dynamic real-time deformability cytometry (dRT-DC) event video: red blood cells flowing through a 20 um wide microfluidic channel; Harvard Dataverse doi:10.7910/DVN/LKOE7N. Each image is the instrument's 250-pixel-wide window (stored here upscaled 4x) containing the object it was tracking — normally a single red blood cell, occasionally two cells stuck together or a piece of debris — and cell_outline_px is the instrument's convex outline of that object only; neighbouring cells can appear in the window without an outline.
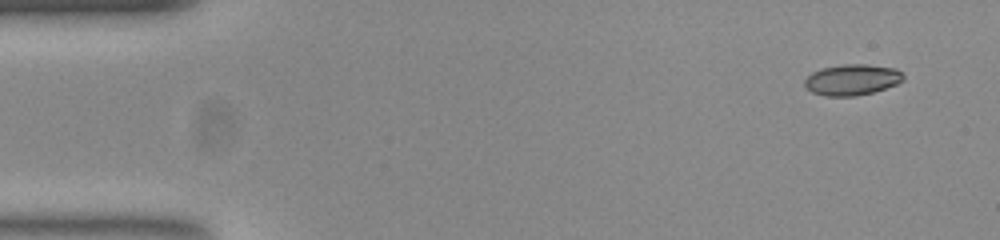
{"species": "common noctule bat (a hibernating species)", "species_latin": "Nyctalus noctula", "temperature_condition": "room temperature", "stored_images_in_passage": 50, "camera_frame_rate_fps": 3000, "um_per_image_px": 0.085, "animal": {"sex": "female", "body_mass_g": 23.0, "forearm_length_mm": 53.4}, "frame": {"image": 1, "passage_image": 1, "time_ms": 0.0, "image_size_px": [1000, 240], "cell_outline_px": [[904, 80], [896, 84], [872, 92], [856, 96], [824, 96], [812, 92], [804, 84], [804, 80], [812, 72], [820, 68], [844, 64], [868, 64], [896, 68], [904, 72]], "centroid_in_image_um": [72.44, 6.76], "position_along_channel_um": 12.6, "area_um2": 17.92}}
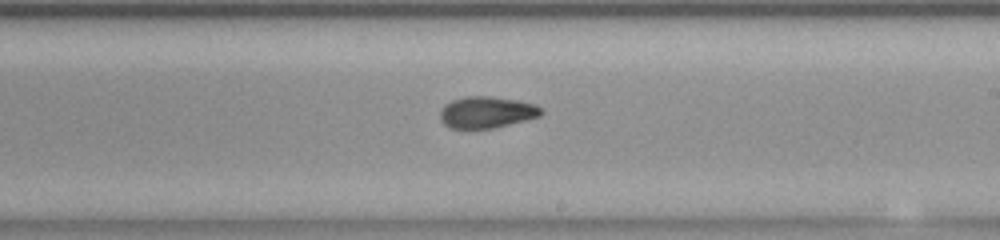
{"frame": {"image": 2, "passage_image": 28, "time_ms": 9.0, "image_size_px": [1000, 240], "cell_outline_px": [[544, 112], [540, 116], [492, 128], [448, 128], [440, 120], [440, 108], [444, 104], [452, 100], [464, 96], [488, 96], [516, 100], [536, 104]], "centroid_in_image_um": [41.32, 9.53], "position_along_channel_um": 247.7, "area_um2": 18.55}}
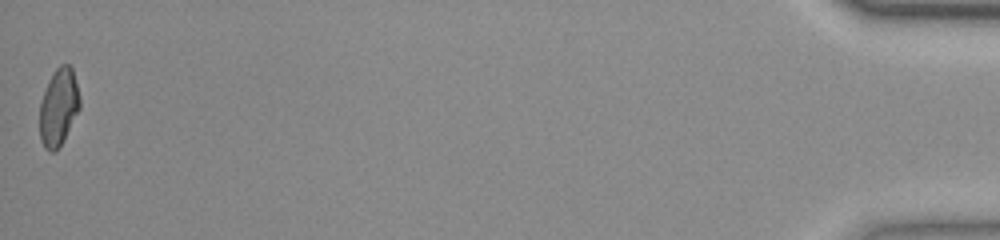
{"frame": {"image": 3, "passage_image": 50, "time_ms": 16.333, "image_size_px": [1000, 240], "cell_outline_px": [[80, 108], [60, 144], [52, 152], [48, 152], [44, 148], [40, 140], [40, 100], [48, 80], [52, 72], [60, 64], [68, 64], [72, 68], [80, 96]], "centroid_in_image_um": [4.96, 9.06], "position_along_channel_um": 430.2, "area_um2": 17.98}, "authors_computed_cell_mechanics": {"area_um2": 18.496, "velocity_mm_per_s": 3.8875, "shape_relaxation_time_tau1_ms": 10.4754, "shape_relaxation_time_tau2_ms": 2.6409, "deformation_change_tau1": 0.2468, "deformation_change_tau2": 0.0836}}